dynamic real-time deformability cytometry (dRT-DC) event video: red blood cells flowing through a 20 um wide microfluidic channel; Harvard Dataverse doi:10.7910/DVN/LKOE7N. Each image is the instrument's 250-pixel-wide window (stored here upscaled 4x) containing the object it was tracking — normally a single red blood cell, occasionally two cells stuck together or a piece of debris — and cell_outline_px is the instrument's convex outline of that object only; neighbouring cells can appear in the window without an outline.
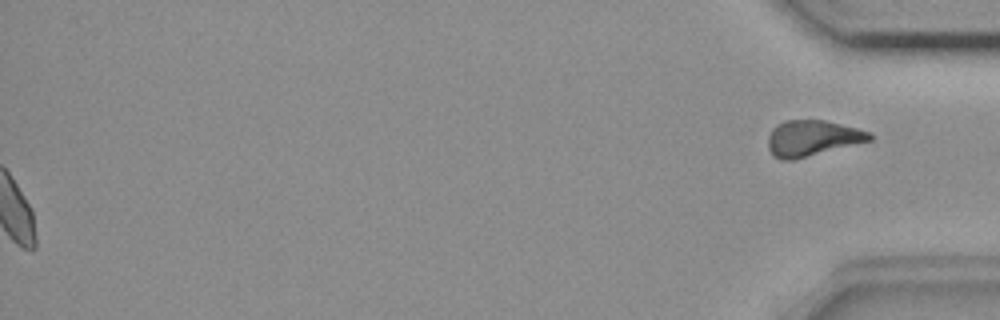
{"species": "common noctule bat (a hibernating species)", "species_latin": "Nyctalus noctula", "temperature_condition": "room temperature", "stored_images_in_passage": 55, "segment_of_instrument_passage": [2, 2], "camera_frame_rate_fps": 3000, "um_per_image_px": 0.085, "animal": {"sex": "female", "body_mass_g": 18.4}, "frame": {"image": 1, "passage_image": 55, "time_ms": 18.0, "image_size_px": [1000, 320], "cell_outline_px": [[872, 140], [792, 160], [780, 160], [772, 156], [768, 148], [768, 136], [772, 128], [776, 124], [788, 120], [824, 120], [872, 132]], "centroid_in_image_um": [69.01, 11.74], "position_along_channel_um": 366.2, "area_um2": 21.15}}